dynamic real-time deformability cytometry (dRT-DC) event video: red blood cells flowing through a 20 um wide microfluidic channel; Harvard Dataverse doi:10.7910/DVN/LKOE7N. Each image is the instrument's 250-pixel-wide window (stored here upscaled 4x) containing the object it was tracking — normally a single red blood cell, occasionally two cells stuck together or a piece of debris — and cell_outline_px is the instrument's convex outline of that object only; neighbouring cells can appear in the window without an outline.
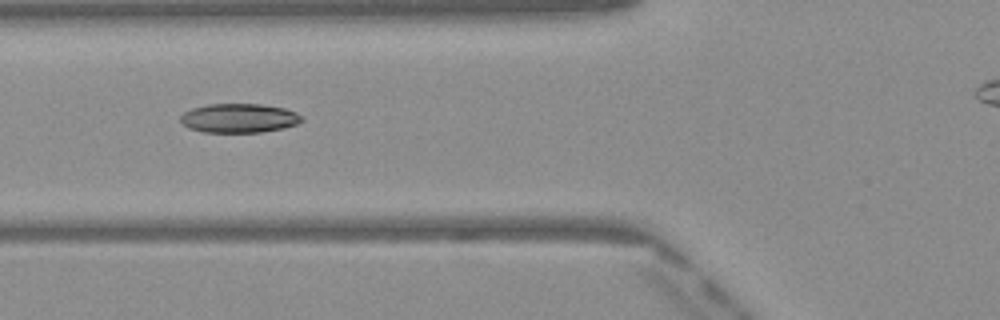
{"species": "Egyptian fruit bat (a non-hibernating species)", "species_latin": "Rousettus aegyptiacus", "temperature_condition": "warm", "stored_images_in_passage": 44, "camera_frame_rate_fps": 3000, "um_per_image_px": 0.085, "frame": {"image": 1, "passage_image": 18, "time_ms": 5.667, "image_size_px": [1000, 320], "cell_outline_px": [[304, 120], [296, 124], [280, 128], [260, 132], [204, 132], [188, 128], [180, 120], [180, 116], [184, 112], [192, 108], [208, 104], [260, 104], [284, 108], [296, 112], [304, 116]], "centroid_in_image_um": [20.32, 10.03], "position_along_channel_um": 105.5, "area_um2": 20.52}}
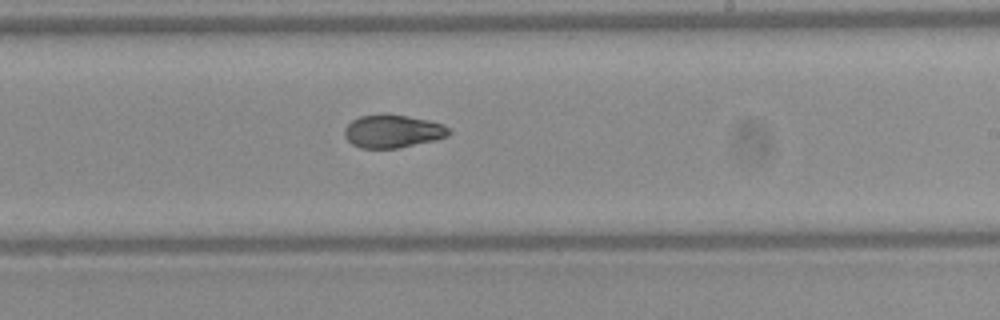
{"frame": {"image": 2, "passage_image": 29, "time_ms": 9.333, "image_size_px": [1000, 320], "cell_outline_px": [[452, 132], [448, 136], [436, 140], [396, 148], [360, 148], [352, 144], [344, 136], [344, 128], [352, 120], [360, 116], [408, 116], [428, 120], [444, 124]], "centroid_in_image_um": [33.4, 11.18], "position_along_channel_um": 255.6, "area_um2": 19.71}}
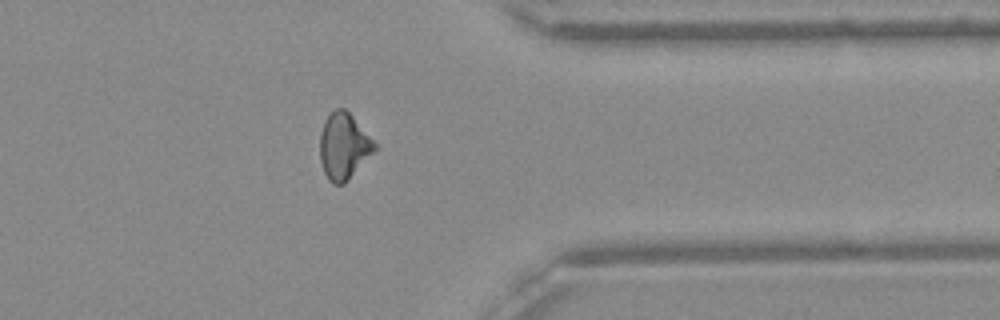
{"frame": {"image": 3, "passage_image": 39, "time_ms": 12.667, "image_size_px": [1000, 320], "cell_outline_px": [[376, 148], [344, 184], [332, 184], [328, 180], [324, 172], [320, 160], [320, 132], [324, 120], [336, 108], [344, 108], [352, 116], [376, 144]], "centroid_in_image_um": [29.17, 12.43], "position_along_channel_um": 382.2, "area_um2": 20.69}}